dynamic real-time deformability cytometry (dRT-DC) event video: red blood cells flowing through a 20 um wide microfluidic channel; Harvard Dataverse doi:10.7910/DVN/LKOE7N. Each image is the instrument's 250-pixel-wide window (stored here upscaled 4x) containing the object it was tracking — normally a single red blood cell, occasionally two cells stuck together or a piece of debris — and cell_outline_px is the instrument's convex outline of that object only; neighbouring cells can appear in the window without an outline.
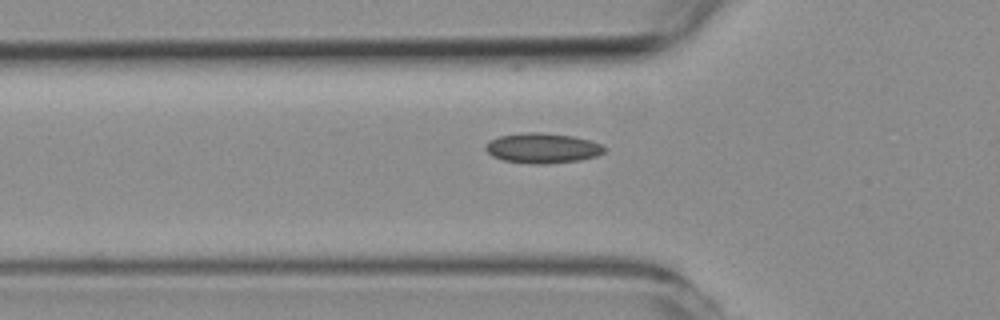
{"species": "common noctule bat (a hibernating species)", "species_latin": "Nyctalus noctula", "temperature_condition": "room temperature", "stored_images_in_passage": 19, "camera_frame_rate_fps": 3000, "um_per_image_px": 0.085, "animal": {"sex": "female", "body_mass_g": 19.3, "forearm_length_mm": 54.1}, "frame": {"image": 1, "passage_image": 7, "time_ms": 2.0, "image_size_px": [1000, 320], "cell_outline_px": [[604, 152], [596, 156], [580, 160], [548, 164], [532, 164], [504, 160], [492, 156], [484, 148], [488, 140], [500, 136], [528, 132], [540, 132], [572, 136], [588, 140], [600, 144], [604, 148]], "centroid_in_image_um": [46.08, 12.59], "position_along_channel_um": 79.7, "area_um2": 20.69}}
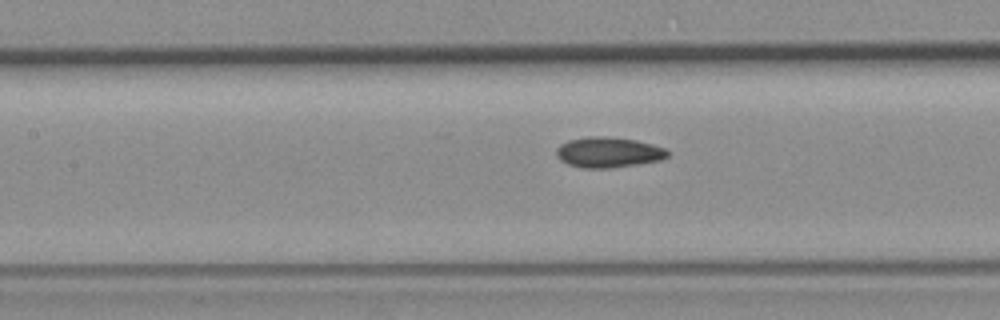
{"frame": {"image": 2, "passage_image": 13, "time_ms": 4.0, "image_size_px": [1000, 320], "cell_outline_px": [[668, 156], [660, 160], [612, 168], [580, 168], [568, 164], [560, 160], [556, 156], [556, 148], [560, 144], [568, 140], [588, 136], [604, 136], [636, 140], [652, 144], [664, 148], [668, 152]], "centroid_in_image_um": [51.66, 12.94], "position_along_channel_um": 155.7, "area_um2": 19.77}}
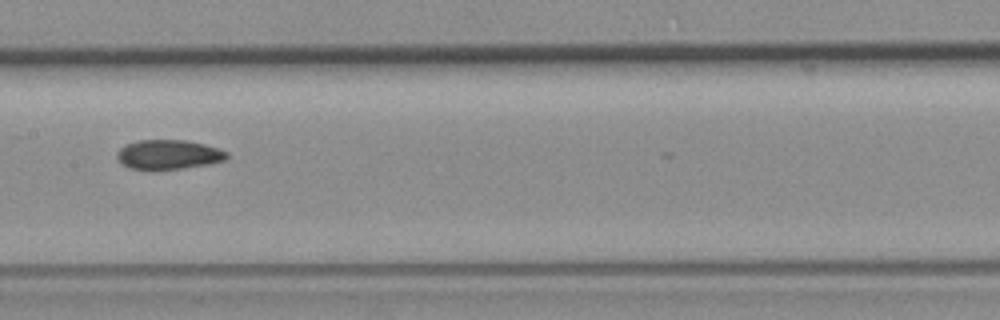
{"frame": {"image": 3, "passage_image": 16, "time_ms": 5.0, "image_size_px": [1000, 320], "cell_outline_px": [[228, 156], [224, 160], [208, 164], [180, 168], [128, 168], [116, 156], [116, 152], [124, 144], [140, 140], [184, 140], [204, 144], [228, 152]], "centroid_in_image_um": [14.31, 13.11], "position_along_channel_um": 193.1, "area_um2": 18.38}}